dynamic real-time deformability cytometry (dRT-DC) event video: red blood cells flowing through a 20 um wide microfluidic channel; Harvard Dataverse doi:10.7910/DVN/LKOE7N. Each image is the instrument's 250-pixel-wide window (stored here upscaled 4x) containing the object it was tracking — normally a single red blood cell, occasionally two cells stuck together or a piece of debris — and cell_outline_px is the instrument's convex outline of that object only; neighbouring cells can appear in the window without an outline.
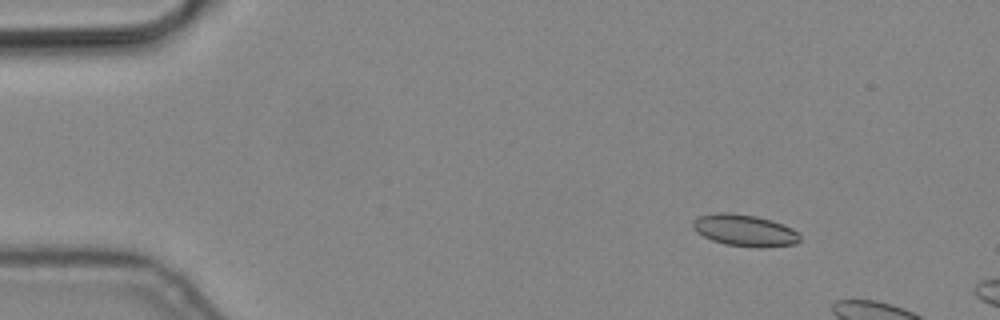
{"species": "common noctule bat (a hibernating species)", "species_latin": "Nyctalus noctula", "temperature_condition": "cold", "stored_images_in_passage": 5, "camera_frame_rate_fps": 3000, "um_per_image_px": 0.085, "animal": {"sex": "male", "body_mass_g": 19.2, "forearm_length_mm": 51.8}, "frame": {"image": 1, "passage_image": 3, "time_ms": 0.667, "image_size_px": [1000, 320], "cell_outline_px": [[800, 240], [796, 244], [760, 248], [756, 248], [724, 244], [712, 240], [696, 232], [692, 228], [692, 220], [700, 216], [720, 212], [728, 212], [756, 216], [772, 220], [784, 224], [792, 228], [800, 236]], "centroid_in_image_um": [63.3, 19.59], "position_along_channel_um": 21.7, "area_um2": 19.94}}